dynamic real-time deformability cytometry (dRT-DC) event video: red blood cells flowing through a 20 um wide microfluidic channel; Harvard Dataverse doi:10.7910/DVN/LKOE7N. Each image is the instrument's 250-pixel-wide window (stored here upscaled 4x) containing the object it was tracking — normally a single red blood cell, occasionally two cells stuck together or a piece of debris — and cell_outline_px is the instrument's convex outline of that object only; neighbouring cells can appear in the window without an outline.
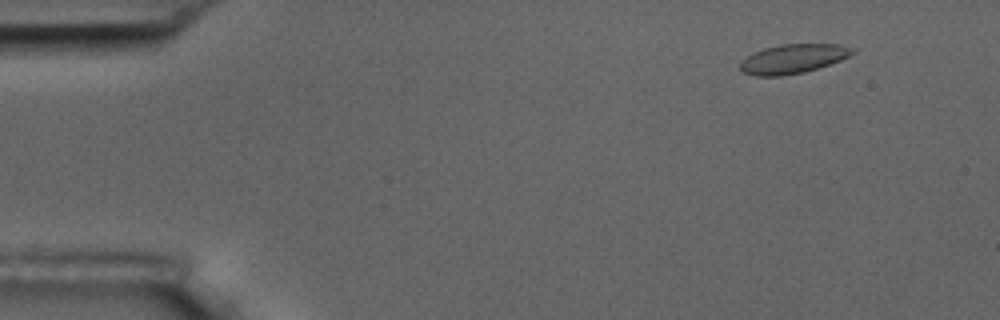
{"species": "common noctule bat (a hibernating species)", "species_latin": "Nyctalus noctula", "temperature_condition": "room temperature", "stored_images_in_passage": 11, "camera_frame_rate_fps": 3000, "um_per_image_px": 0.085, "animal": {"sex": "male", "body_mass_g": 17.5, "forearm_length_mm": 52.3}, "frame": {"image": 1, "passage_image": 2, "time_ms": 1.333, "image_size_px": [1000, 320], "cell_outline_px": [[856, 52], [840, 60], [804, 72], [784, 76], [756, 76], [740, 72], [740, 60], [764, 48], [780, 44], [840, 44], [856, 48]], "centroid_in_image_um": [67.4, 5.0], "position_along_channel_um": 17.6, "area_um2": 19.19}}
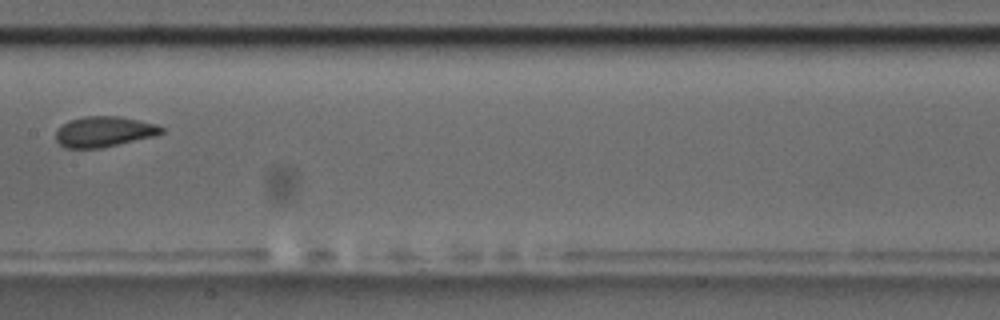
{"frame": {"image": 2, "passage_image": 8, "time_ms": 9.0, "image_size_px": [1000, 320], "cell_outline_px": [[164, 132], [156, 136], [100, 148], [64, 148], [56, 140], [56, 132], [68, 120], [84, 116], [120, 116], [156, 124], [164, 128]], "centroid_in_image_um": [8.86, 11.19], "position_along_channel_um": 198.5, "area_um2": 18.79}}
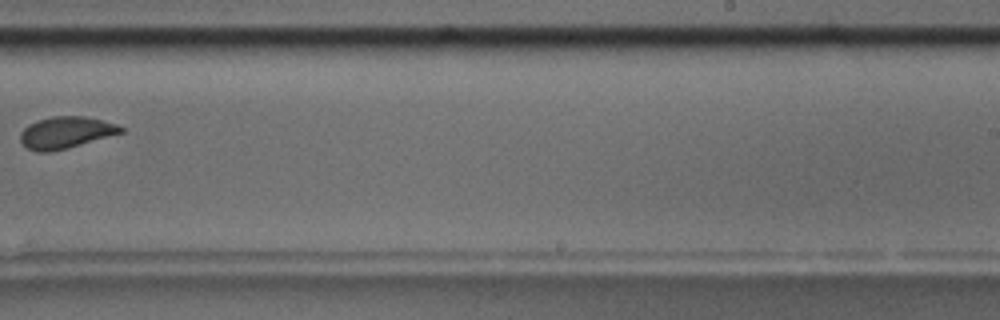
{"frame": {"image": 3, "passage_image": 10, "time_ms": 11.333, "image_size_px": [1000, 320], "cell_outline_px": [[124, 132], [68, 148], [48, 152], [40, 152], [28, 148], [20, 140], [20, 132], [28, 124], [36, 120], [52, 116], [84, 116], [116, 124], [124, 128]], "centroid_in_image_um": [5.58, 11.26], "position_along_channel_um": 283.4, "area_um2": 18.5}}